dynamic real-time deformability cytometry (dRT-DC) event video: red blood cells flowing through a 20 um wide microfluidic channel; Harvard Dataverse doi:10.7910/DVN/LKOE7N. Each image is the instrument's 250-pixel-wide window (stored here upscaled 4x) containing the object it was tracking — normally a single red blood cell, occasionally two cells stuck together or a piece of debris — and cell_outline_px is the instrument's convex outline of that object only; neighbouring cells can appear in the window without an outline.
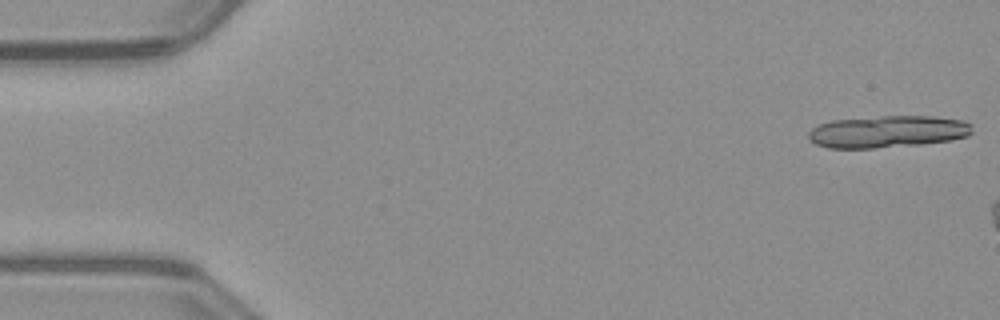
{"species": "common noctule bat (a hibernating species)", "species_latin": "Nyctalus noctula", "temperature_condition": "warm", "stored_images_in_passage": 6, "camera_frame_rate_fps": 3000, "um_per_image_px": 0.085, "animal": {"sex": "male", "body_mass_g": 23.1, "forearm_length_mm": 52.7}, "frame": {"image": 1, "passage_image": 1, "time_ms": 0.0, "image_size_px": [1000, 320], "cell_outline_px": [[972, 132], [968, 136], [948, 140], [920, 144], [872, 148], [828, 148], [816, 144], [808, 140], [808, 132], [812, 128], [820, 124], [832, 120], [880, 116], [932, 116], [964, 120], [972, 124]], "centroid_in_image_um": [75.44, 11.18], "position_along_channel_um": 9.6, "area_um2": 30.63}}